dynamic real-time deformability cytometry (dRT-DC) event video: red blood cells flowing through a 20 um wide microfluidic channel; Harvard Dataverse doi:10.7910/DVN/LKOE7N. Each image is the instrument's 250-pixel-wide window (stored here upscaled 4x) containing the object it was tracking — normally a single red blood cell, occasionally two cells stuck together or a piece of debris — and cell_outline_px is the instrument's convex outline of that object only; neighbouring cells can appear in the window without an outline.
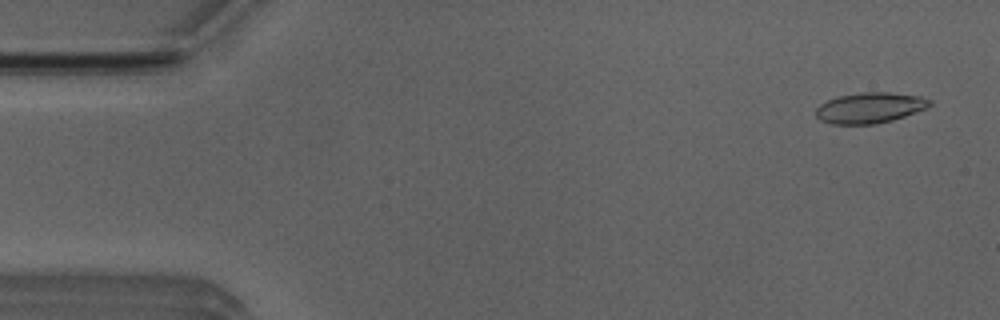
{"species": "Egyptian fruit bat (a non-hibernating species)", "species_latin": "Rousettus aegyptiacus", "temperature_condition": "room temperature", "stored_images_in_passage": 52, "camera_frame_rate_fps": 3000, "um_per_image_px": 0.085, "animal": {"sex": "male"}, "frame": {"image": 1, "passage_image": 2, "time_ms": 0.333, "image_size_px": [1000, 320], "cell_outline_px": [[932, 104], [928, 108], [892, 120], [876, 124], [832, 124], [820, 120], [816, 116], [816, 108], [820, 104], [828, 100], [840, 96], [864, 92], [888, 92], [920, 96], [932, 100]], "centroid_in_image_um": [73.96, 9.16], "position_along_channel_um": 11.0, "area_um2": 20.29}}
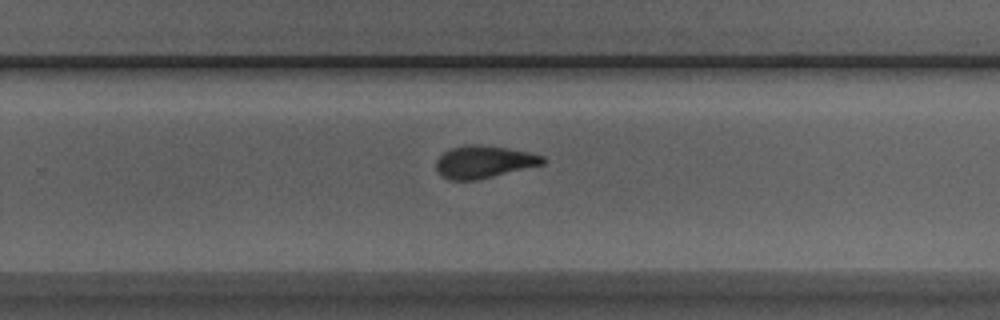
{"frame": {"image": 2, "passage_image": 33, "time_ms": 10.667, "image_size_px": [1000, 320], "cell_outline_px": [[544, 164], [476, 180], [452, 180], [440, 176], [436, 168], [436, 160], [444, 152], [452, 148], [464, 144], [480, 144], [508, 148], [528, 152], [544, 156]], "centroid_in_image_um": [41.1, 13.75], "position_along_channel_um": 288.7, "area_um2": 20.11}}
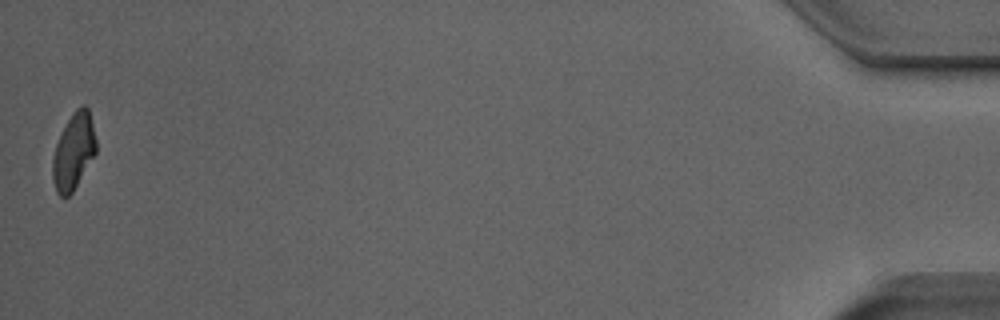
{"frame": {"image": 3, "passage_image": 52, "time_ms": 17.0, "image_size_px": [1000, 320], "cell_outline_px": [[96, 152], [72, 192], [68, 196], [60, 196], [56, 192], [52, 180], [52, 160], [56, 144], [68, 120], [76, 108], [84, 104], [88, 108], [96, 140]], "centroid_in_image_um": [6.24, 12.88], "position_along_channel_um": 429.0, "area_um2": 18.96}, "authors_computed_cell_mechanics": {"area_um2": 20.1433, "velocity_mm_per_s": 3.836, "shape_relaxation_time_tau1_ms": 7.0227, "shape_relaxation_time_tau2_ms": 2.6952, "deformation_change_tau1": 0.1786, "deformation_change_tau2": 0.0954}}